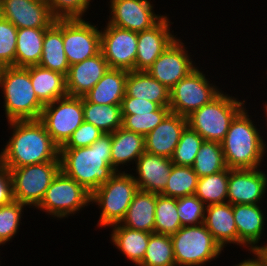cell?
I'll list each match as a JSON object with an SVG mask.
<instances>
[{"label":"cell","instance_id":"ffe728a7","mask_svg":"<svg viewBox=\"0 0 267 266\" xmlns=\"http://www.w3.org/2000/svg\"><path fill=\"white\" fill-rule=\"evenodd\" d=\"M172 165L170 158L145 151L130 170L136 172L132 175L139 190L161 194L168 183Z\"/></svg>","mask_w":267,"mask_h":266},{"label":"cell","instance_id":"ac0fdd59","mask_svg":"<svg viewBox=\"0 0 267 266\" xmlns=\"http://www.w3.org/2000/svg\"><path fill=\"white\" fill-rule=\"evenodd\" d=\"M0 15L16 28H48L55 18L46 0H0Z\"/></svg>","mask_w":267,"mask_h":266},{"label":"cell","instance_id":"60d3db41","mask_svg":"<svg viewBox=\"0 0 267 266\" xmlns=\"http://www.w3.org/2000/svg\"><path fill=\"white\" fill-rule=\"evenodd\" d=\"M206 205L194 194L177 198V213L182 226L204 223Z\"/></svg>","mask_w":267,"mask_h":266},{"label":"cell","instance_id":"52a82bcc","mask_svg":"<svg viewBox=\"0 0 267 266\" xmlns=\"http://www.w3.org/2000/svg\"><path fill=\"white\" fill-rule=\"evenodd\" d=\"M171 241L176 266H206L224 252L204 223L182 226Z\"/></svg>","mask_w":267,"mask_h":266},{"label":"cell","instance_id":"7dc6e473","mask_svg":"<svg viewBox=\"0 0 267 266\" xmlns=\"http://www.w3.org/2000/svg\"><path fill=\"white\" fill-rule=\"evenodd\" d=\"M253 257H248L243 259L241 262L233 266H267L266 259L260 250H249Z\"/></svg>","mask_w":267,"mask_h":266},{"label":"cell","instance_id":"1f68e13d","mask_svg":"<svg viewBox=\"0 0 267 266\" xmlns=\"http://www.w3.org/2000/svg\"><path fill=\"white\" fill-rule=\"evenodd\" d=\"M84 121L93 124L107 134L122 127L121 105L95 104L83 97Z\"/></svg>","mask_w":267,"mask_h":266},{"label":"cell","instance_id":"681fc988","mask_svg":"<svg viewBox=\"0 0 267 266\" xmlns=\"http://www.w3.org/2000/svg\"><path fill=\"white\" fill-rule=\"evenodd\" d=\"M263 106H264V107H263L262 110L264 111L263 113L266 115V116H265V123H266V122H267V101L265 102V104L263 103ZM265 126H267V123H266Z\"/></svg>","mask_w":267,"mask_h":266},{"label":"cell","instance_id":"9c48e42d","mask_svg":"<svg viewBox=\"0 0 267 266\" xmlns=\"http://www.w3.org/2000/svg\"><path fill=\"white\" fill-rule=\"evenodd\" d=\"M202 70L203 67L197 66L170 89L171 112L187 117L223 91L215 83H211Z\"/></svg>","mask_w":267,"mask_h":266},{"label":"cell","instance_id":"d590c367","mask_svg":"<svg viewBox=\"0 0 267 266\" xmlns=\"http://www.w3.org/2000/svg\"><path fill=\"white\" fill-rule=\"evenodd\" d=\"M181 227L177 213V198L157 194L154 233L171 236Z\"/></svg>","mask_w":267,"mask_h":266},{"label":"cell","instance_id":"603a6c76","mask_svg":"<svg viewBox=\"0 0 267 266\" xmlns=\"http://www.w3.org/2000/svg\"><path fill=\"white\" fill-rule=\"evenodd\" d=\"M204 224L223 250L227 245H238V233L230 203L207 205Z\"/></svg>","mask_w":267,"mask_h":266},{"label":"cell","instance_id":"c3c4849f","mask_svg":"<svg viewBox=\"0 0 267 266\" xmlns=\"http://www.w3.org/2000/svg\"><path fill=\"white\" fill-rule=\"evenodd\" d=\"M259 250L262 252V254L264 255L266 262H267V243L264 242L260 244V248Z\"/></svg>","mask_w":267,"mask_h":266},{"label":"cell","instance_id":"d6986e66","mask_svg":"<svg viewBox=\"0 0 267 266\" xmlns=\"http://www.w3.org/2000/svg\"><path fill=\"white\" fill-rule=\"evenodd\" d=\"M232 207L238 233V245L243 249L245 247L247 251L259 250V242L262 238L264 239L265 235L264 227H267L265 224L266 208L261 209L262 204H233Z\"/></svg>","mask_w":267,"mask_h":266},{"label":"cell","instance_id":"f546056e","mask_svg":"<svg viewBox=\"0 0 267 266\" xmlns=\"http://www.w3.org/2000/svg\"><path fill=\"white\" fill-rule=\"evenodd\" d=\"M126 94L158 103L161 107H169L170 89L146 71H128Z\"/></svg>","mask_w":267,"mask_h":266},{"label":"cell","instance_id":"cb8c5ba5","mask_svg":"<svg viewBox=\"0 0 267 266\" xmlns=\"http://www.w3.org/2000/svg\"><path fill=\"white\" fill-rule=\"evenodd\" d=\"M144 152L145 136L127 131L123 127L112 133L111 167L116 172L122 169L124 172V168L136 163Z\"/></svg>","mask_w":267,"mask_h":266},{"label":"cell","instance_id":"8992f818","mask_svg":"<svg viewBox=\"0 0 267 266\" xmlns=\"http://www.w3.org/2000/svg\"><path fill=\"white\" fill-rule=\"evenodd\" d=\"M127 171H117L91 194V205H98L101 211L96 224L100 229L121 223L138 191L133 175Z\"/></svg>","mask_w":267,"mask_h":266},{"label":"cell","instance_id":"4dcf8cb0","mask_svg":"<svg viewBox=\"0 0 267 266\" xmlns=\"http://www.w3.org/2000/svg\"><path fill=\"white\" fill-rule=\"evenodd\" d=\"M47 28H19L17 30L15 67L38 65Z\"/></svg>","mask_w":267,"mask_h":266},{"label":"cell","instance_id":"8d00e7d4","mask_svg":"<svg viewBox=\"0 0 267 266\" xmlns=\"http://www.w3.org/2000/svg\"><path fill=\"white\" fill-rule=\"evenodd\" d=\"M139 266H176L171 236L152 233Z\"/></svg>","mask_w":267,"mask_h":266},{"label":"cell","instance_id":"4316f807","mask_svg":"<svg viewBox=\"0 0 267 266\" xmlns=\"http://www.w3.org/2000/svg\"><path fill=\"white\" fill-rule=\"evenodd\" d=\"M38 65L67 76L70 64L63 48V19H55L46 29Z\"/></svg>","mask_w":267,"mask_h":266},{"label":"cell","instance_id":"2e32d148","mask_svg":"<svg viewBox=\"0 0 267 266\" xmlns=\"http://www.w3.org/2000/svg\"><path fill=\"white\" fill-rule=\"evenodd\" d=\"M267 170L229 169L227 202L233 204H263L267 200ZM266 194V195H265Z\"/></svg>","mask_w":267,"mask_h":266},{"label":"cell","instance_id":"d4e9b609","mask_svg":"<svg viewBox=\"0 0 267 266\" xmlns=\"http://www.w3.org/2000/svg\"><path fill=\"white\" fill-rule=\"evenodd\" d=\"M128 71L109 68L95 86L83 97L91 103L121 105L126 94Z\"/></svg>","mask_w":267,"mask_h":266},{"label":"cell","instance_id":"5bb4252c","mask_svg":"<svg viewBox=\"0 0 267 266\" xmlns=\"http://www.w3.org/2000/svg\"><path fill=\"white\" fill-rule=\"evenodd\" d=\"M181 39L177 37L146 71L168 89L175 86L198 65Z\"/></svg>","mask_w":267,"mask_h":266},{"label":"cell","instance_id":"836d02e7","mask_svg":"<svg viewBox=\"0 0 267 266\" xmlns=\"http://www.w3.org/2000/svg\"><path fill=\"white\" fill-rule=\"evenodd\" d=\"M192 168L198 177H205L227 169L221 143L204 140Z\"/></svg>","mask_w":267,"mask_h":266},{"label":"cell","instance_id":"9a60e30c","mask_svg":"<svg viewBox=\"0 0 267 266\" xmlns=\"http://www.w3.org/2000/svg\"><path fill=\"white\" fill-rule=\"evenodd\" d=\"M108 24L140 32L155 26L165 15L154 12L151 0H109Z\"/></svg>","mask_w":267,"mask_h":266},{"label":"cell","instance_id":"74e56055","mask_svg":"<svg viewBox=\"0 0 267 266\" xmlns=\"http://www.w3.org/2000/svg\"><path fill=\"white\" fill-rule=\"evenodd\" d=\"M204 139L188 125L182 131L171 161L175 165L192 167Z\"/></svg>","mask_w":267,"mask_h":266},{"label":"cell","instance_id":"f35d334b","mask_svg":"<svg viewBox=\"0 0 267 266\" xmlns=\"http://www.w3.org/2000/svg\"><path fill=\"white\" fill-rule=\"evenodd\" d=\"M26 205L18 201L0 206V246L8 244L20 231Z\"/></svg>","mask_w":267,"mask_h":266},{"label":"cell","instance_id":"5b68a950","mask_svg":"<svg viewBox=\"0 0 267 266\" xmlns=\"http://www.w3.org/2000/svg\"><path fill=\"white\" fill-rule=\"evenodd\" d=\"M242 100L222 91L187 116V125L204 140L221 143L233 119L246 107V100Z\"/></svg>","mask_w":267,"mask_h":266},{"label":"cell","instance_id":"d6a6232c","mask_svg":"<svg viewBox=\"0 0 267 266\" xmlns=\"http://www.w3.org/2000/svg\"><path fill=\"white\" fill-rule=\"evenodd\" d=\"M229 168L199 177L195 195L207 206L227 202Z\"/></svg>","mask_w":267,"mask_h":266},{"label":"cell","instance_id":"4fadbf2b","mask_svg":"<svg viewBox=\"0 0 267 266\" xmlns=\"http://www.w3.org/2000/svg\"><path fill=\"white\" fill-rule=\"evenodd\" d=\"M138 32L106 23L101 28L100 51L109 68L135 71Z\"/></svg>","mask_w":267,"mask_h":266},{"label":"cell","instance_id":"e0dca14e","mask_svg":"<svg viewBox=\"0 0 267 266\" xmlns=\"http://www.w3.org/2000/svg\"><path fill=\"white\" fill-rule=\"evenodd\" d=\"M165 15L155 26L138 32L135 71H147L165 49L177 38L172 30L173 23ZM172 30V31H171Z\"/></svg>","mask_w":267,"mask_h":266},{"label":"cell","instance_id":"7402d4cb","mask_svg":"<svg viewBox=\"0 0 267 266\" xmlns=\"http://www.w3.org/2000/svg\"><path fill=\"white\" fill-rule=\"evenodd\" d=\"M108 69V63L101 51L80 63L70 65L66 76L68 95L83 97L95 86Z\"/></svg>","mask_w":267,"mask_h":266},{"label":"cell","instance_id":"ee69618b","mask_svg":"<svg viewBox=\"0 0 267 266\" xmlns=\"http://www.w3.org/2000/svg\"><path fill=\"white\" fill-rule=\"evenodd\" d=\"M104 134L93 124L83 122L72 134L67 143L61 148H80L92 145Z\"/></svg>","mask_w":267,"mask_h":266},{"label":"cell","instance_id":"3957f363","mask_svg":"<svg viewBox=\"0 0 267 266\" xmlns=\"http://www.w3.org/2000/svg\"><path fill=\"white\" fill-rule=\"evenodd\" d=\"M247 109L245 107L233 119L221 142L224 159L229 169H255L264 168L266 165L263 164L262 167L264 157H267V143L262 135L264 130L261 131L257 127Z\"/></svg>","mask_w":267,"mask_h":266},{"label":"cell","instance_id":"ba28073f","mask_svg":"<svg viewBox=\"0 0 267 266\" xmlns=\"http://www.w3.org/2000/svg\"><path fill=\"white\" fill-rule=\"evenodd\" d=\"M88 205H91V193L60 170L35 209L60 220L79 214Z\"/></svg>","mask_w":267,"mask_h":266},{"label":"cell","instance_id":"30bf717a","mask_svg":"<svg viewBox=\"0 0 267 266\" xmlns=\"http://www.w3.org/2000/svg\"><path fill=\"white\" fill-rule=\"evenodd\" d=\"M60 170V161H50L10 169L14 200L26 205L28 208H36Z\"/></svg>","mask_w":267,"mask_h":266},{"label":"cell","instance_id":"7c38bea8","mask_svg":"<svg viewBox=\"0 0 267 266\" xmlns=\"http://www.w3.org/2000/svg\"><path fill=\"white\" fill-rule=\"evenodd\" d=\"M101 30L85 18L63 19V48L70 65L100 52Z\"/></svg>","mask_w":267,"mask_h":266},{"label":"cell","instance_id":"bcb514c9","mask_svg":"<svg viewBox=\"0 0 267 266\" xmlns=\"http://www.w3.org/2000/svg\"><path fill=\"white\" fill-rule=\"evenodd\" d=\"M14 201L13 183L10 169L0 162V206Z\"/></svg>","mask_w":267,"mask_h":266},{"label":"cell","instance_id":"ab89813d","mask_svg":"<svg viewBox=\"0 0 267 266\" xmlns=\"http://www.w3.org/2000/svg\"><path fill=\"white\" fill-rule=\"evenodd\" d=\"M171 112L169 107H161L149 113L122 114V127L131 132L146 136Z\"/></svg>","mask_w":267,"mask_h":266},{"label":"cell","instance_id":"7a4b0ae2","mask_svg":"<svg viewBox=\"0 0 267 266\" xmlns=\"http://www.w3.org/2000/svg\"><path fill=\"white\" fill-rule=\"evenodd\" d=\"M112 133H104L92 145L60 148L61 170L91 194L116 171L111 167Z\"/></svg>","mask_w":267,"mask_h":266},{"label":"cell","instance_id":"f6af8a7d","mask_svg":"<svg viewBox=\"0 0 267 266\" xmlns=\"http://www.w3.org/2000/svg\"><path fill=\"white\" fill-rule=\"evenodd\" d=\"M161 106L149 100L130 97L127 94L122 99V114L149 113L158 111Z\"/></svg>","mask_w":267,"mask_h":266},{"label":"cell","instance_id":"e575fe53","mask_svg":"<svg viewBox=\"0 0 267 266\" xmlns=\"http://www.w3.org/2000/svg\"><path fill=\"white\" fill-rule=\"evenodd\" d=\"M198 178L192 167L173 164L168 183L161 195L172 198L194 195Z\"/></svg>","mask_w":267,"mask_h":266},{"label":"cell","instance_id":"6da1fadb","mask_svg":"<svg viewBox=\"0 0 267 266\" xmlns=\"http://www.w3.org/2000/svg\"><path fill=\"white\" fill-rule=\"evenodd\" d=\"M9 140L0 152V162L9 169L60 161V148L40 120L8 121Z\"/></svg>","mask_w":267,"mask_h":266},{"label":"cell","instance_id":"277c9868","mask_svg":"<svg viewBox=\"0 0 267 266\" xmlns=\"http://www.w3.org/2000/svg\"><path fill=\"white\" fill-rule=\"evenodd\" d=\"M0 89L7 122L40 119L44 105L33 90L29 67H3L0 74Z\"/></svg>","mask_w":267,"mask_h":266},{"label":"cell","instance_id":"484cf974","mask_svg":"<svg viewBox=\"0 0 267 266\" xmlns=\"http://www.w3.org/2000/svg\"><path fill=\"white\" fill-rule=\"evenodd\" d=\"M156 202L157 193L138 189L120 224L133 230L154 233Z\"/></svg>","mask_w":267,"mask_h":266},{"label":"cell","instance_id":"7bdbcfd3","mask_svg":"<svg viewBox=\"0 0 267 266\" xmlns=\"http://www.w3.org/2000/svg\"><path fill=\"white\" fill-rule=\"evenodd\" d=\"M55 19L84 18L90 9V0H46ZM85 14V15H84Z\"/></svg>","mask_w":267,"mask_h":266},{"label":"cell","instance_id":"44dd1931","mask_svg":"<svg viewBox=\"0 0 267 266\" xmlns=\"http://www.w3.org/2000/svg\"><path fill=\"white\" fill-rule=\"evenodd\" d=\"M186 126L187 117L170 112L145 136V151L171 159Z\"/></svg>","mask_w":267,"mask_h":266},{"label":"cell","instance_id":"f1b7e54d","mask_svg":"<svg viewBox=\"0 0 267 266\" xmlns=\"http://www.w3.org/2000/svg\"><path fill=\"white\" fill-rule=\"evenodd\" d=\"M29 73L33 90L43 105L68 95L64 74L39 65L29 66Z\"/></svg>","mask_w":267,"mask_h":266},{"label":"cell","instance_id":"8fae6325","mask_svg":"<svg viewBox=\"0 0 267 266\" xmlns=\"http://www.w3.org/2000/svg\"><path fill=\"white\" fill-rule=\"evenodd\" d=\"M53 142L61 148L84 122L83 97L66 95L44 105L39 119Z\"/></svg>","mask_w":267,"mask_h":266},{"label":"cell","instance_id":"83f0119b","mask_svg":"<svg viewBox=\"0 0 267 266\" xmlns=\"http://www.w3.org/2000/svg\"><path fill=\"white\" fill-rule=\"evenodd\" d=\"M112 229L110 241L116 249L131 261L134 265L139 266L144 258L149 237L152 233L133 230L122 226L120 223L110 226Z\"/></svg>","mask_w":267,"mask_h":266},{"label":"cell","instance_id":"b9f144b4","mask_svg":"<svg viewBox=\"0 0 267 266\" xmlns=\"http://www.w3.org/2000/svg\"><path fill=\"white\" fill-rule=\"evenodd\" d=\"M17 30L10 21L0 15V64L15 66Z\"/></svg>","mask_w":267,"mask_h":266}]
</instances>
